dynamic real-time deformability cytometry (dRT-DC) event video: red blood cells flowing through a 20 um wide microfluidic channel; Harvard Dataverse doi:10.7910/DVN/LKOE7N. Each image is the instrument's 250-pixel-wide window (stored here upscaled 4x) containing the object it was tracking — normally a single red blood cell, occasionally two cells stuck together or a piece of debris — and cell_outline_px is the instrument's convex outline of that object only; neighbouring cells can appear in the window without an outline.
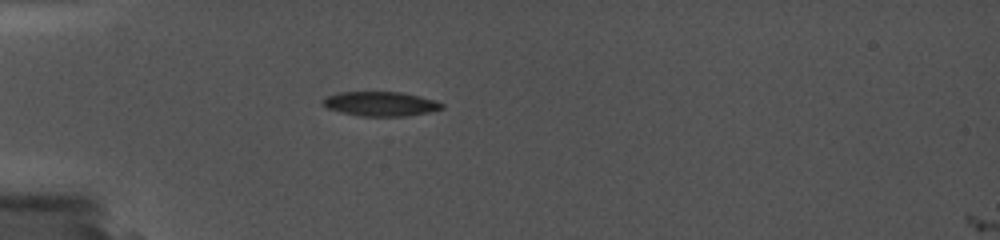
{"species": "common noctule bat (a hibernating species)", "species_latin": "Nyctalus noctula", "temperature_condition": "cold", "stored_images_in_passage": 2, "camera_frame_rate_fps": 5000, "um_per_image_px": 0.085, "animal": {"sex": "female", "body_mass_g": 19.0, "forearm_length_mm": 56.7}, "frame": {"image": 1, "passage_image": 1, "time_ms": 0.0, "image_size_px": [1000, 240], "cell_outline_px": [[440, 108], [424, 112], [404, 116], [360, 116], [328, 108], [324, 104], [324, 100], [332, 96], [352, 92], [388, 92], [412, 96], [428, 100], [440, 104]], "centroid_in_image_um": [32.26, 8.85], "position_along_channel_um": 52.7, "area_um2": 15.37}}